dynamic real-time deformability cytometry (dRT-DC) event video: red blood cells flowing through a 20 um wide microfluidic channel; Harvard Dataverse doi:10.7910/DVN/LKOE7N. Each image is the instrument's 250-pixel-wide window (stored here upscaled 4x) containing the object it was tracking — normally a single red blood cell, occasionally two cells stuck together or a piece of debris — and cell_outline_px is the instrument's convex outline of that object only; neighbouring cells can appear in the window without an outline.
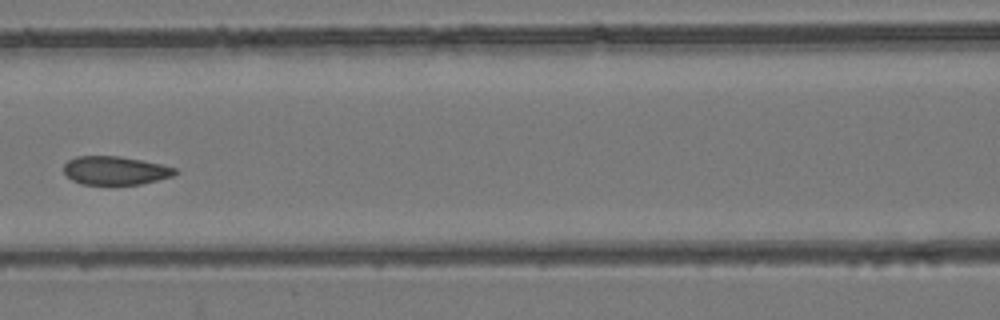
{"species": "common noctule bat (a hibernating species)", "species_latin": "Nyctalus noctula", "temperature_condition": "room temperature", "stored_images_in_passage": 6, "camera_frame_rate_fps": 3000, "um_per_image_px": 0.085, "animal": {"sex": "female", "body_mass_g": 24.6, "forearm_length_mm": 56.2}, "frame": {"image": 1, "passage_image": 5, "time_ms": 1.333, "image_size_px": [1000, 320], "cell_outline_px": [[180, 172], [172, 176], [140, 184], [80, 184], [72, 180], [64, 172], [64, 164], [68, 160], [76, 156], [120, 156], [160, 164], [176, 168]], "centroid_in_image_um": [9.79, 14.49], "position_along_channel_um": 156.8, "area_um2": 18.38}}
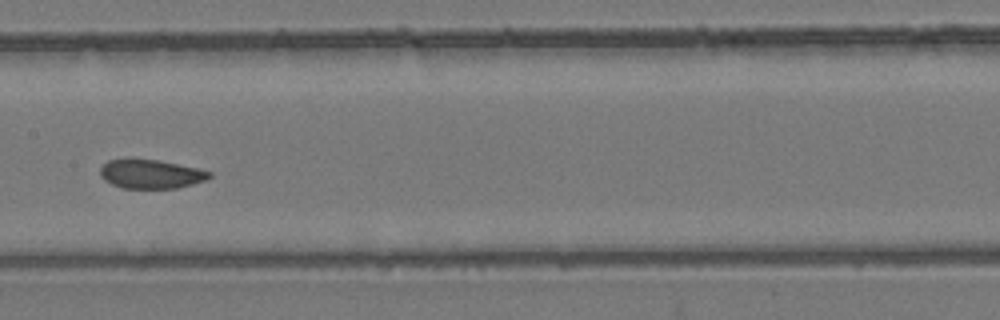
{"frame": {"image": 2, "passage_image": 6, "time_ms": 1.667, "image_size_px": [1000, 320], "cell_outline_px": [[212, 176], [204, 180], [192, 184], [176, 188], [124, 188], [112, 184], [104, 180], [100, 176], [100, 168], [108, 160], [124, 156], [132, 156], [160, 160], [196, 168], [212, 172]], "centroid_in_image_um": [12.75, 14.74], "position_along_channel_um": 194.7, "area_um2": 18.96}}